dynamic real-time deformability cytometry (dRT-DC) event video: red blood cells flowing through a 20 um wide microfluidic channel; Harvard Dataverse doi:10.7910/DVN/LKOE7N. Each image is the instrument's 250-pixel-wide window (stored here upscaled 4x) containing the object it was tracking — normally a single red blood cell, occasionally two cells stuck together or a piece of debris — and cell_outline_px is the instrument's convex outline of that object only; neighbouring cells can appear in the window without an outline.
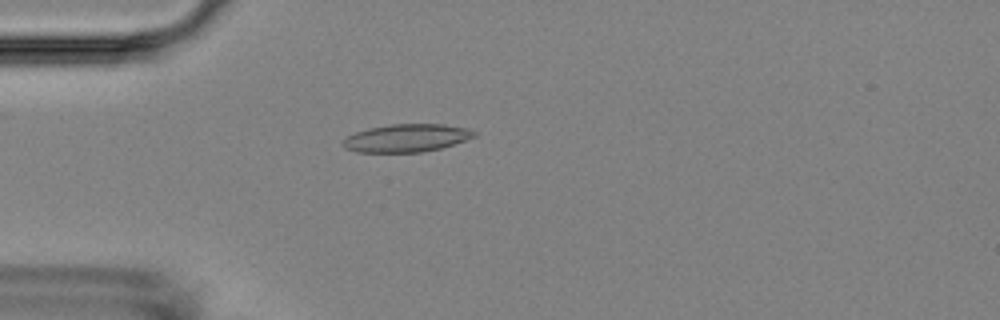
{"species": "Egyptian fruit bat (a non-hibernating species)", "species_latin": "Rousettus aegyptiacus", "temperature_condition": "room temperature", "stored_images_in_passage": 4, "camera_frame_rate_fps": 3000, "um_per_image_px": 0.085, "animal": {"sex": "female"}, "frame": {"image": 1, "passage_image": 4, "time_ms": 3.333, "image_size_px": [1000, 320], "cell_outline_px": [[476, 136], [440, 148], [420, 152], [356, 152], [344, 148], [340, 140], [356, 132], [368, 128], [392, 124], [444, 124], [468, 128], [476, 132]], "centroid_in_image_um": [34.51, 11.73], "position_along_channel_um": 50.5, "area_um2": 21.27}}